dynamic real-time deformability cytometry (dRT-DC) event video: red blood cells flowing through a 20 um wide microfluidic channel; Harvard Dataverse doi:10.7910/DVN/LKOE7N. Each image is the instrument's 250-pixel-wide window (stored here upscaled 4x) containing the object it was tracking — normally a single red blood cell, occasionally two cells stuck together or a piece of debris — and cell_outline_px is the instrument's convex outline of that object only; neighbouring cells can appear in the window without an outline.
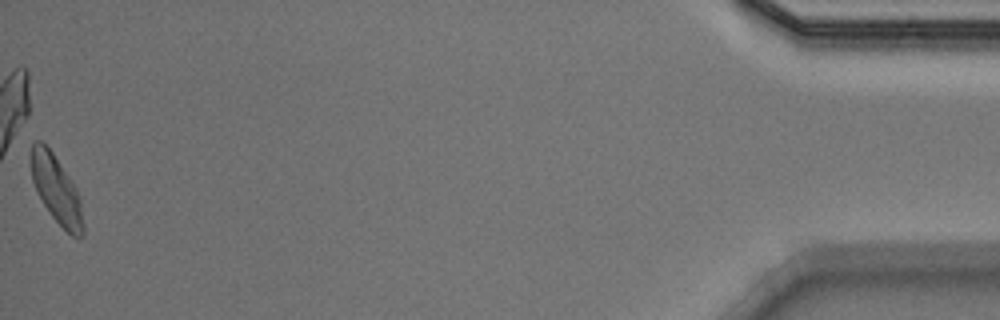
{"species": "Egyptian fruit bat (a non-hibernating species)", "species_latin": "Rousettus aegyptiacus", "temperature_condition": "warm", "stored_images_in_passage": 52, "camera_frame_rate_fps": 3000, "um_per_image_px": 0.085, "animal": {"sex": "male"}, "frame": {"image": 1, "passage_image": 52, "time_ms": 17.0, "image_size_px": [1000, 320], "cell_outline_px": [[84, 236], [72, 236], [52, 216], [36, 192], [32, 180], [32, 140], [40, 140], [52, 152], [76, 188], [80, 200], [84, 224]], "centroid_in_image_um": [4.8, 16.12], "position_along_channel_um": 430.4, "area_um2": 20.11}, "authors_computed_cell_mechanics": {"area_um2": 21.2415, "velocity_mm_per_s": 3.8872, "shape_relaxation_time_tau1_ms": 2.3438, "shape_relaxation_time_tau2_ms": 3.0394, "deformation_change_tau1": 0.1376, "deformation_change_tau2": 0.0847}}